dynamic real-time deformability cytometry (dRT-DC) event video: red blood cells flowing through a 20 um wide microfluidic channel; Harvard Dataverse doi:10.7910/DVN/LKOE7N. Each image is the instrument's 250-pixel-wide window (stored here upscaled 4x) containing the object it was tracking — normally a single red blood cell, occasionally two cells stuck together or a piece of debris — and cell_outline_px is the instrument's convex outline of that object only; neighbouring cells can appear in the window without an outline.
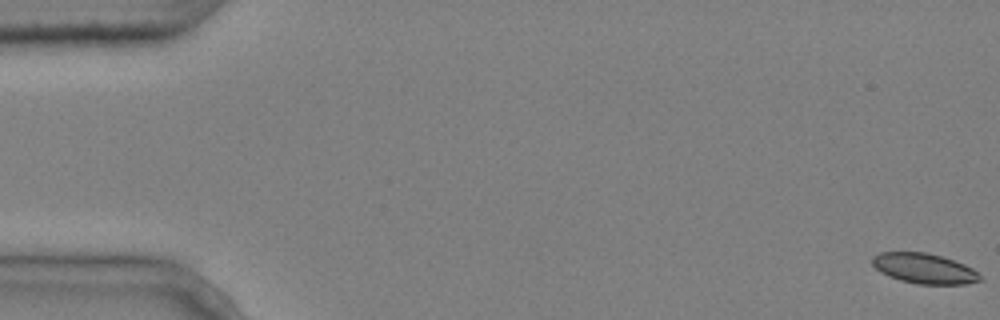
{"species": "common noctule bat (a hibernating species)", "species_latin": "Nyctalus noctula", "temperature_condition": "cold", "stored_images_in_passage": 7, "camera_frame_rate_fps": 3000, "um_per_image_px": 0.085, "animal": {"sex": "male", "body_mass_g": 20.4}, "frame": {"image": 1, "passage_image": 1, "time_ms": 0.0, "image_size_px": [1000, 320], "cell_outline_px": [[984, 280], [968, 284], [916, 284], [900, 280], [888, 276], [880, 272], [872, 264], [872, 256], [880, 252], [928, 252], [964, 264], [972, 268]], "centroid_in_image_um": [78.55, 22.82], "position_along_channel_um": 6.5, "area_um2": 19.02}}